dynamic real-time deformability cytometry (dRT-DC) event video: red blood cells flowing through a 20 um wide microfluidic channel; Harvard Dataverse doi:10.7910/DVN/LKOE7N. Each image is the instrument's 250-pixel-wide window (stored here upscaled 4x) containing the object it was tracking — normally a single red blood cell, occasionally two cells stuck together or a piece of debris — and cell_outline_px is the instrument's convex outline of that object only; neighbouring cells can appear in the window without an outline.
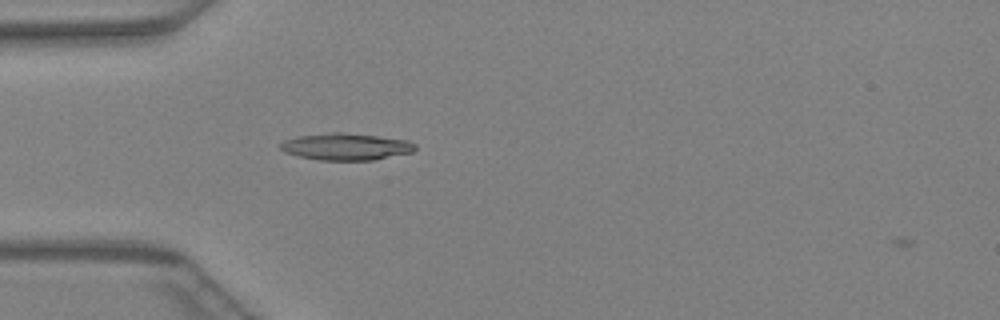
{"species": "Egyptian fruit bat (a non-hibernating species)", "species_latin": "Rousettus aegyptiacus", "temperature_condition": "warm", "stored_images_in_passage": 23, "camera_frame_rate_fps": 3000, "um_per_image_px": 0.085, "animal": {"sex": "female"}, "frame": {"image": 1, "passage_image": 1, "time_ms": 0.0, "image_size_px": [1000, 320], "cell_outline_px": [[416, 148], [412, 152], [372, 160], [320, 160], [300, 156], [284, 152], [280, 148], [280, 144], [284, 140], [296, 136], [332, 132], [340, 132], [376, 136], [408, 140], [416, 144]], "centroid_in_image_um": [29.39, 12.46], "position_along_channel_um": 55.6, "area_um2": 20.98}}
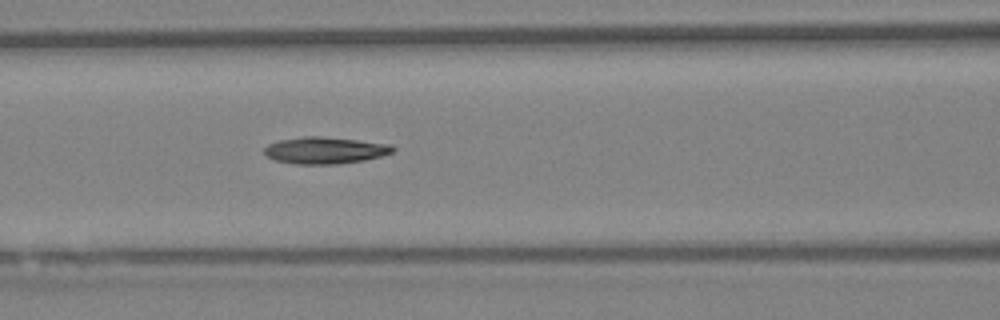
{"frame": {"image": 2, "passage_image": 7, "time_ms": 2.0, "image_size_px": [1000, 320], "cell_outline_px": [[396, 148], [392, 152], [380, 156], [364, 160], [336, 164], [296, 164], [276, 160], [268, 156], [264, 152], [264, 148], [268, 144], [280, 140], [304, 136], [320, 136], [392, 144]], "centroid_in_image_um": [27.63, 12.77], "position_along_channel_um": 139.0, "area_um2": 19.88}}
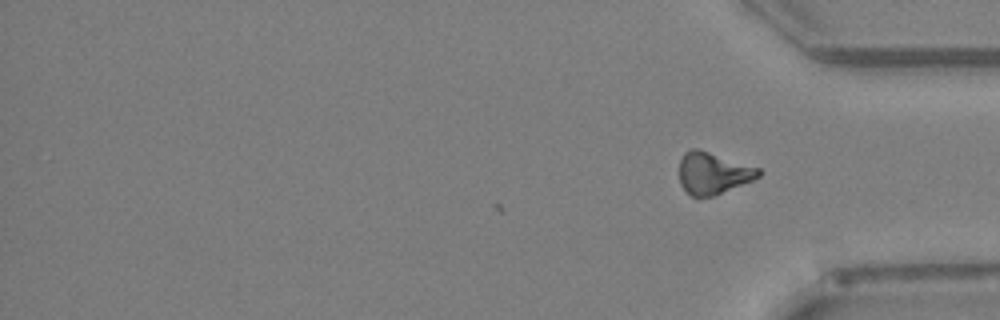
{"frame": {"image": 3, "passage_image": 23, "time_ms": 7.333, "image_size_px": [1000, 320], "cell_outline_px": [[760, 176], [752, 180], [712, 196], [692, 196], [680, 184], [680, 160], [684, 152], [692, 148], [696, 148], [760, 168]], "centroid_in_image_um": [60.59, 14.7], "position_along_channel_um": 374.6, "area_um2": 18.9}}